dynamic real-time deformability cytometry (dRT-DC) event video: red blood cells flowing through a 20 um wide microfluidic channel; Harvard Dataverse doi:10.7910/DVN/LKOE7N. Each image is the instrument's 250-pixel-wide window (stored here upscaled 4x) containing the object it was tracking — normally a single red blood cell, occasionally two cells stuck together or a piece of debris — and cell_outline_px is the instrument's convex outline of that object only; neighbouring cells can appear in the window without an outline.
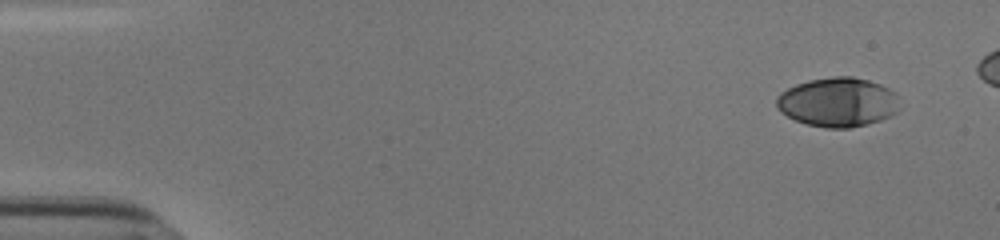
{"species": "human", "species_latin": "Homo sapiens", "temperature_condition": "cold", "stored_images_in_passage": 50, "camera_frame_rate_fps": 3000, "um_per_image_px": 0.085, "donor": {"sex": "male"}, "frame": {"image": 1, "passage_image": 6, "time_ms": 1.667, "image_size_px": [1000, 240], "cell_outline_px": [[868, 120], [860, 124], [812, 124], [800, 120], [784, 112], [780, 108], [780, 96], [784, 92], [800, 84], [816, 80], [860, 80], [868, 84]], "centroid_in_image_um": [70.36, 8.67], "position_along_channel_um": 14.6, "area_um2": 24.68}}
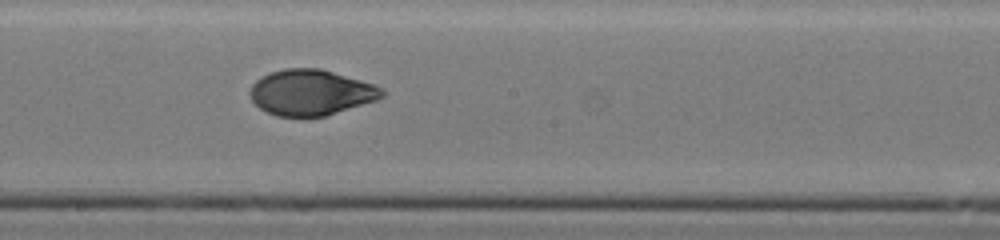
{"frame": {"image": 2, "passage_image": 33, "time_ms": 10.667, "image_size_px": [1000, 240], "cell_outline_px": [[376, 96], [368, 100], [320, 116], [284, 116], [272, 112], [264, 108], [256, 100], [252, 92], [256, 84], [260, 80], [276, 72], [328, 72], [368, 84], [372, 88]], "centroid_in_image_um": [26.31, 7.92], "position_along_channel_um": 221.9, "area_um2": 29.88}}
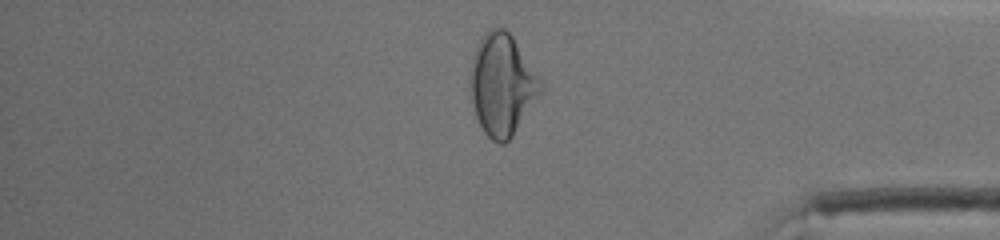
{"frame": {"image": 3, "passage_image": 48, "time_ms": 15.667, "image_size_px": [1000, 240], "cell_outline_px": [[516, 116], [512, 132], [504, 140], [492, 136], [484, 128], [480, 120], [476, 108], [476, 64], [480, 52], [484, 44], [492, 36], [496, 36], [516, 100]], "centroid_in_image_um": [42.04, 7.81], "position_along_channel_um": 393.2, "area_um2": 21.68}}